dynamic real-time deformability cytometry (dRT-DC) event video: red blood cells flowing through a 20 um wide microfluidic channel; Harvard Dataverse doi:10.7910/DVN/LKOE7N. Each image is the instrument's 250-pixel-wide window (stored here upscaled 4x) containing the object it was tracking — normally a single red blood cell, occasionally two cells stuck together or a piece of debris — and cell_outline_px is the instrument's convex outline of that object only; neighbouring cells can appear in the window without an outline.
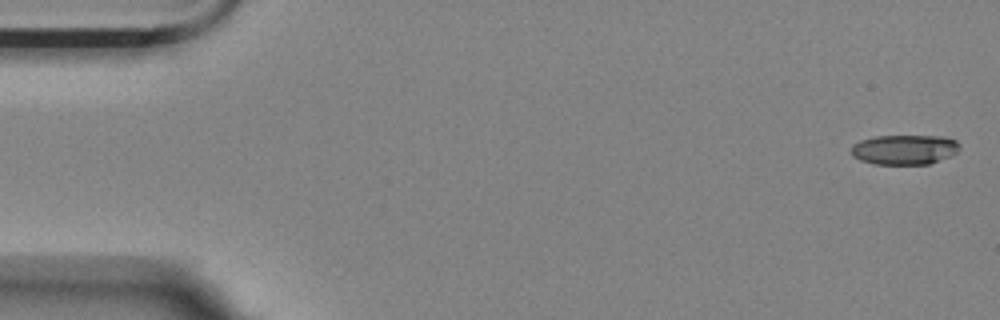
{"species": "Egyptian fruit bat (a non-hibernating species)", "species_latin": "Rousettus aegyptiacus", "temperature_condition": "room temperature", "stored_images_in_passage": 5, "camera_frame_rate_fps": 3000, "um_per_image_px": 0.085, "animal": {"sex": "female"}, "frame": {"image": 1, "passage_image": 1, "time_ms": 0.0, "image_size_px": [1000, 320], "cell_outline_px": [[960, 148], [956, 152], [948, 156], [928, 164], [872, 164], [860, 160], [852, 156], [852, 144], [860, 140], [876, 136], [944, 136], [956, 140], [960, 144]], "centroid_in_image_um": [76.86, 12.71], "position_along_channel_um": 8.1, "area_um2": 18.84}}
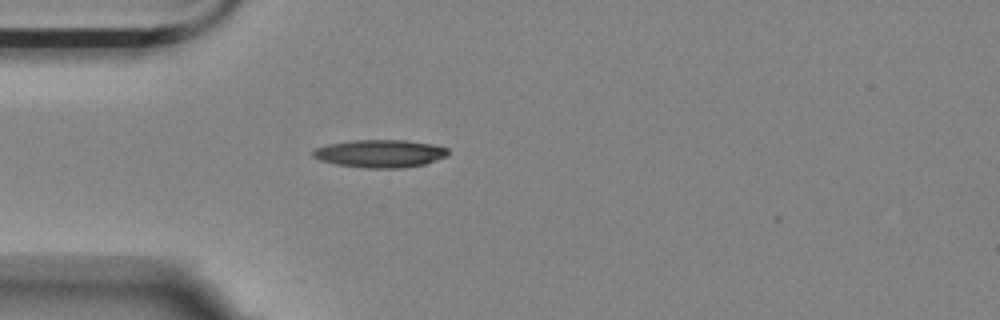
{"frame": {"image": 2, "passage_image": 5, "time_ms": 4.667, "image_size_px": [1000, 320], "cell_outline_px": [[448, 156], [424, 164], [404, 168], [364, 168], [336, 164], [320, 160], [312, 156], [312, 152], [316, 148], [328, 144], [352, 140], [404, 140], [432, 144], [448, 148]], "centroid_in_image_um": [32.31, 13.05], "position_along_channel_um": 52.7, "area_um2": 21.91}}